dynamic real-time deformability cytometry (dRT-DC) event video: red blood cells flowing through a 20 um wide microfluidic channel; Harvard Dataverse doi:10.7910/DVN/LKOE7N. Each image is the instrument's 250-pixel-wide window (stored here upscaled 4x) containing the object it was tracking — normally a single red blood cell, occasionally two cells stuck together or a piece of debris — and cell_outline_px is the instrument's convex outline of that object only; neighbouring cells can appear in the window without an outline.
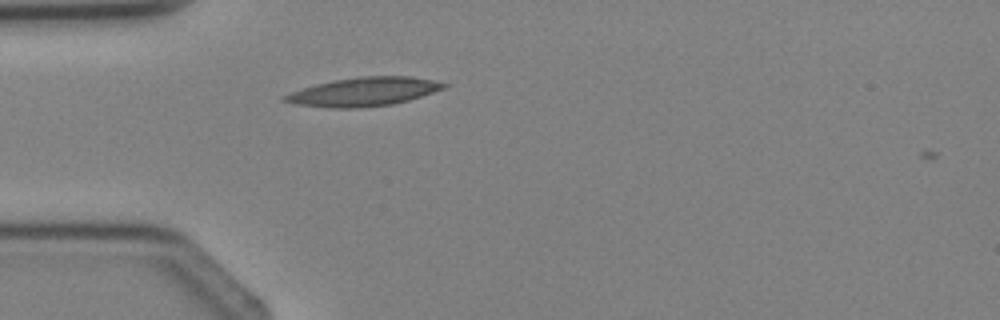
{"species": "Egyptian fruit bat (a non-hibernating species)", "species_latin": "Rousettus aegyptiacus", "temperature_condition": "cold", "stored_images_in_passage": 4, "camera_frame_rate_fps": 3000, "um_per_image_px": 0.085, "animal": {"sex": "female"}, "frame": {"image": 1, "passage_image": 4, "time_ms": 3.667, "image_size_px": [1000, 320], "cell_outline_px": [[448, 84], [444, 88], [408, 100], [392, 104], [356, 108], [328, 108], [296, 104], [280, 100], [280, 96], [316, 84], [332, 80], [360, 76], [408, 76]], "centroid_in_image_um": [30.82, 7.8], "position_along_channel_um": 54.2, "area_um2": 26.3}}